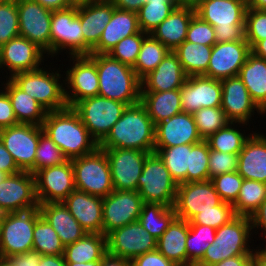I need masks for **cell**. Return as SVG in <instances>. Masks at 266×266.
Instances as JSON below:
<instances>
[{
    "label": "cell",
    "instance_id": "obj_14",
    "mask_svg": "<svg viewBox=\"0 0 266 266\" xmlns=\"http://www.w3.org/2000/svg\"><path fill=\"white\" fill-rule=\"evenodd\" d=\"M42 126L17 124L0 130V141L12 155L21 171L34 169L36 149Z\"/></svg>",
    "mask_w": 266,
    "mask_h": 266
},
{
    "label": "cell",
    "instance_id": "obj_42",
    "mask_svg": "<svg viewBox=\"0 0 266 266\" xmlns=\"http://www.w3.org/2000/svg\"><path fill=\"white\" fill-rule=\"evenodd\" d=\"M169 52L166 46L148 34L143 39L138 58L133 66L137 76L142 79L153 71Z\"/></svg>",
    "mask_w": 266,
    "mask_h": 266
},
{
    "label": "cell",
    "instance_id": "obj_5",
    "mask_svg": "<svg viewBox=\"0 0 266 266\" xmlns=\"http://www.w3.org/2000/svg\"><path fill=\"white\" fill-rule=\"evenodd\" d=\"M250 217L236 216L229 223L216 229L215 241L207 248L195 266H213L230 257L253 255L250 237L253 231Z\"/></svg>",
    "mask_w": 266,
    "mask_h": 266
},
{
    "label": "cell",
    "instance_id": "obj_70",
    "mask_svg": "<svg viewBox=\"0 0 266 266\" xmlns=\"http://www.w3.org/2000/svg\"><path fill=\"white\" fill-rule=\"evenodd\" d=\"M201 0H174L176 7H190L195 9Z\"/></svg>",
    "mask_w": 266,
    "mask_h": 266
},
{
    "label": "cell",
    "instance_id": "obj_76",
    "mask_svg": "<svg viewBox=\"0 0 266 266\" xmlns=\"http://www.w3.org/2000/svg\"><path fill=\"white\" fill-rule=\"evenodd\" d=\"M76 3H82V2H87V1H94V0H74Z\"/></svg>",
    "mask_w": 266,
    "mask_h": 266
},
{
    "label": "cell",
    "instance_id": "obj_24",
    "mask_svg": "<svg viewBox=\"0 0 266 266\" xmlns=\"http://www.w3.org/2000/svg\"><path fill=\"white\" fill-rule=\"evenodd\" d=\"M46 53L22 36L15 37L0 47V69L10 71L9 78L20 72L37 70Z\"/></svg>",
    "mask_w": 266,
    "mask_h": 266
},
{
    "label": "cell",
    "instance_id": "obj_37",
    "mask_svg": "<svg viewBox=\"0 0 266 266\" xmlns=\"http://www.w3.org/2000/svg\"><path fill=\"white\" fill-rule=\"evenodd\" d=\"M106 254V236L98 233H86L80 240L66 245L63 256L65 262L85 263L101 261Z\"/></svg>",
    "mask_w": 266,
    "mask_h": 266
},
{
    "label": "cell",
    "instance_id": "obj_74",
    "mask_svg": "<svg viewBox=\"0 0 266 266\" xmlns=\"http://www.w3.org/2000/svg\"><path fill=\"white\" fill-rule=\"evenodd\" d=\"M8 174L4 173L3 171H0V183L6 178Z\"/></svg>",
    "mask_w": 266,
    "mask_h": 266
},
{
    "label": "cell",
    "instance_id": "obj_33",
    "mask_svg": "<svg viewBox=\"0 0 266 266\" xmlns=\"http://www.w3.org/2000/svg\"><path fill=\"white\" fill-rule=\"evenodd\" d=\"M189 222L175 218L157 240V250L177 266H187L186 239Z\"/></svg>",
    "mask_w": 266,
    "mask_h": 266
},
{
    "label": "cell",
    "instance_id": "obj_50",
    "mask_svg": "<svg viewBox=\"0 0 266 266\" xmlns=\"http://www.w3.org/2000/svg\"><path fill=\"white\" fill-rule=\"evenodd\" d=\"M235 217L233 205L222 201L219 205L213 207V210L201 211L188 222L189 225H205L218 229Z\"/></svg>",
    "mask_w": 266,
    "mask_h": 266
},
{
    "label": "cell",
    "instance_id": "obj_44",
    "mask_svg": "<svg viewBox=\"0 0 266 266\" xmlns=\"http://www.w3.org/2000/svg\"><path fill=\"white\" fill-rule=\"evenodd\" d=\"M235 124L236 122H229L225 127L205 139L209 148L218 152L239 154L251 133L246 137L241 129H237V125L235 129Z\"/></svg>",
    "mask_w": 266,
    "mask_h": 266
},
{
    "label": "cell",
    "instance_id": "obj_72",
    "mask_svg": "<svg viewBox=\"0 0 266 266\" xmlns=\"http://www.w3.org/2000/svg\"><path fill=\"white\" fill-rule=\"evenodd\" d=\"M0 266H11L5 259L0 258Z\"/></svg>",
    "mask_w": 266,
    "mask_h": 266
},
{
    "label": "cell",
    "instance_id": "obj_9",
    "mask_svg": "<svg viewBox=\"0 0 266 266\" xmlns=\"http://www.w3.org/2000/svg\"><path fill=\"white\" fill-rule=\"evenodd\" d=\"M127 104L102 96L79 101L73 109L98 145L106 138L112 126L120 119Z\"/></svg>",
    "mask_w": 266,
    "mask_h": 266
},
{
    "label": "cell",
    "instance_id": "obj_56",
    "mask_svg": "<svg viewBox=\"0 0 266 266\" xmlns=\"http://www.w3.org/2000/svg\"><path fill=\"white\" fill-rule=\"evenodd\" d=\"M238 154H229L210 149L209 153V179L228 172H236Z\"/></svg>",
    "mask_w": 266,
    "mask_h": 266
},
{
    "label": "cell",
    "instance_id": "obj_18",
    "mask_svg": "<svg viewBox=\"0 0 266 266\" xmlns=\"http://www.w3.org/2000/svg\"><path fill=\"white\" fill-rule=\"evenodd\" d=\"M20 36L35 43L49 57L52 10L34 0L17 3Z\"/></svg>",
    "mask_w": 266,
    "mask_h": 266
},
{
    "label": "cell",
    "instance_id": "obj_34",
    "mask_svg": "<svg viewBox=\"0 0 266 266\" xmlns=\"http://www.w3.org/2000/svg\"><path fill=\"white\" fill-rule=\"evenodd\" d=\"M7 79L9 80H6L3 87L11 100L18 124L42 126L48 111L35 98L21 90L10 78Z\"/></svg>",
    "mask_w": 266,
    "mask_h": 266
},
{
    "label": "cell",
    "instance_id": "obj_67",
    "mask_svg": "<svg viewBox=\"0 0 266 266\" xmlns=\"http://www.w3.org/2000/svg\"><path fill=\"white\" fill-rule=\"evenodd\" d=\"M253 266H266V247L253 253Z\"/></svg>",
    "mask_w": 266,
    "mask_h": 266
},
{
    "label": "cell",
    "instance_id": "obj_63",
    "mask_svg": "<svg viewBox=\"0 0 266 266\" xmlns=\"http://www.w3.org/2000/svg\"><path fill=\"white\" fill-rule=\"evenodd\" d=\"M115 8L137 13L148 0H110Z\"/></svg>",
    "mask_w": 266,
    "mask_h": 266
},
{
    "label": "cell",
    "instance_id": "obj_8",
    "mask_svg": "<svg viewBox=\"0 0 266 266\" xmlns=\"http://www.w3.org/2000/svg\"><path fill=\"white\" fill-rule=\"evenodd\" d=\"M137 182V191L144 203L174 206L178 184L156 153H150L145 159Z\"/></svg>",
    "mask_w": 266,
    "mask_h": 266
},
{
    "label": "cell",
    "instance_id": "obj_43",
    "mask_svg": "<svg viewBox=\"0 0 266 266\" xmlns=\"http://www.w3.org/2000/svg\"><path fill=\"white\" fill-rule=\"evenodd\" d=\"M216 229L205 225H189L186 239L187 266H195L215 241Z\"/></svg>",
    "mask_w": 266,
    "mask_h": 266
},
{
    "label": "cell",
    "instance_id": "obj_68",
    "mask_svg": "<svg viewBox=\"0 0 266 266\" xmlns=\"http://www.w3.org/2000/svg\"><path fill=\"white\" fill-rule=\"evenodd\" d=\"M251 53L259 58L266 59V39L258 41L252 48Z\"/></svg>",
    "mask_w": 266,
    "mask_h": 266
},
{
    "label": "cell",
    "instance_id": "obj_2",
    "mask_svg": "<svg viewBox=\"0 0 266 266\" xmlns=\"http://www.w3.org/2000/svg\"><path fill=\"white\" fill-rule=\"evenodd\" d=\"M99 147L137 149L154 153L155 125L145 106L141 102L127 106Z\"/></svg>",
    "mask_w": 266,
    "mask_h": 266
},
{
    "label": "cell",
    "instance_id": "obj_10",
    "mask_svg": "<svg viewBox=\"0 0 266 266\" xmlns=\"http://www.w3.org/2000/svg\"><path fill=\"white\" fill-rule=\"evenodd\" d=\"M40 217L39 208L5 214L0 226V258L32 250L34 226Z\"/></svg>",
    "mask_w": 266,
    "mask_h": 266
},
{
    "label": "cell",
    "instance_id": "obj_30",
    "mask_svg": "<svg viewBox=\"0 0 266 266\" xmlns=\"http://www.w3.org/2000/svg\"><path fill=\"white\" fill-rule=\"evenodd\" d=\"M139 32L137 13L115 8L91 54H108L123 38Z\"/></svg>",
    "mask_w": 266,
    "mask_h": 266
},
{
    "label": "cell",
    "instance_id": "obj_27",
    "mask_svg": "<svg viewBox=\"0 0 266 266\" xmlns=\"http://www.w3.org/2000/svg\"><path fill=\"white\" fill-rule=\"evenodd\" d=\"M63 203L87 233L103 234V198L75 189Z\"/></svg>",
    "mask_w": 266,
    "mask_h": 266
},
{
    "label": "cell",
    "instance_id": "obj_12",
    "mask_svg": "<svg viewBox=\"0 0 266 266\" xmlns=\"http://www.w3.org/2000/svg\"><path fill=\"white\" fill-rule=\"evenodd\" d=\"M72 67L65 74V98L68 107H74L79 101L97 96L99 92L95 54L70 56ZM66 82V83H65ZM71 89V90H69Z\"/></svg>",
    "mask_w": 266,
    "mask_h": 266
},
{
    "label": "cell",
    "instance_id": "obj_41",
    "mask_svg": "<svg viewBox=\"0 0 266 266\" xmlns=\"http://www.w3.org/2000/svg\"><path fill=\"white\" fill-rule=\"evenodd\" d=\"M266 198V183L244 179L237 200L232 204L236 216L251 217Z\"/></svg>",
    "mask_w": 266,
    "mask_h": 266
},
{
    "label": "cell",
    "instance_id": "obj_35",
    "mask_svg": "<svg viewBox=\"0 0 266 266\" xmlns=\"http://www.w3.org/2000/svg\"><path fill=\"white\" fill-rule=\"evenodd\" d=\"M238 76L252 100L266 114V59L250 53Z\"/></svg>",
    "mask_w": 266,
    "mask_h": 266
},
{
    "label": "cell",
    "instance_id": "obj_52",
    "mask_svg": "<svg viewBox=\"0 0 266 266\" xmlns=\"http://www.w3.org/2000/svg\"><path fill=\"white\" fill-rule=\"evenodd\" d=\"M20 36L18 8L14 2H0V47Z\"/></svg>",
    "mask_w": 266,
    "mask_h": 266
},
{
    "label": "cell",
    "instance_id": "obj_60",
    "mask_svg": "<svg viewBox=\"0 0 266 266\" xmlns=\"http://www.w3.org/2000/svg\"><path fill=\"white\" fill-rule=\"evenodd\" d=\"M0 171L8 175L16 174L21 170L15 163L12 155L0 141Z\"/></svg>",
    "mask_w": 266,
    "mask_h": 266
},
{
    "label": "cell",
    "instance_id": "obj_46",
    "mask_svg": "<svg viewBox=\"0 0 266 266\" xmlns=\"http://www.w3.org/2000/svg\"><path fill=\"white\" fill-rule=\"evenodd\" d=\"M65 246L54 228L41 216L33 231V248L42 255H63Z\"/></svg>",
    "mask_w": 266,
    "mask_h": 266
},
{
    "label": "cell",
    "instance_id": "obj_48",
    "mask_svg": "<svg viewBox=\"0 0 266 266\" xmlns=\"http://www.w3.org/2000/svg\"><path fill=\"white\" fill-rule=\"evenodd\" d=\"M209 153L206 140L191 144L190 170H187L186 183L209 180Z\"/></svg>",
    "mask_w": 266,
    "mask_h": 266
},
{
    "label": "cell",
    "instance_id": "obj_71",
    "mask_svg": "<svg viewBox=\"0 0 266 266\" xmlns=\"http://www.w3.org/2000/svg\"><path fill=\"white\" fill-rule=\"evenodd\" d=\"M66 266H100V261H91L85 263L66 262Z\"/></svg>",
    "mask_w": 266,
    "mask_h": 266
},
{
    "label": "cell",
    "instance_id": "obj_3",
    "mask_svg": "<svg viewBox=\"0 0 266 266\" xmlns=\"http://www.w3.org/2000/svg\"><path fill=\"white\" fill-rule=\"evenodd\" d=\"M99 92L98 95L128 106L140 102L141 79L133 67L113 59L109 54H95Z\"/></svg>",
    "mask_w": 266,
    "mask_h": 266
},
{
    "label": "cell",
    "instance_id": "obj_54",
    "mask_svg": "<svg viewBox=\"0 0 266 266\" xmlns=\"http://www.w3.org/2000/svg\"><path fill=\"white\" fill-rule=\"evenodd\" d=\"M244 30L245 40L250 48L258 41L266 39V10L247 8Z\"/></svg>",
    "mask_w": 266,
    "mask_h": 266
},
{
    "label": "cell",
    "instance_id": "obj_61",
    "mask_svg": "<svg viewBox=\"0 0 266 266\" xmlns=\"http://www.w3.org/2000/svg\"><path fill=\"white\" fill-rule=\"evenodd\" d=\"M252 223V229H263L266 237V198L260 204L257 211L250 217Z\"/></svg>",
    "mask_w": 266,
    "mask_h": 266
},
{
    "label": "cell",
    "instance_id": "obj_57",
    "mask_svg": "<svg viewBox=\"0 0 266 266\" xmlns=\"http://www.w3.org/2000/svg\"><path fill=\"white\" fill-rule=\"evenodd\" d=\"M17 124L11 100L7 92L2 89L0 91V130Z\"/></svg>",
    "mask_w": 266,
    "mask_h": 266
},
{
    "label": "cell",
    "instance_id": "obj_58",
    "mask_svg": "<svg viewBox=\"0 0 266 266\" xmlns=\"http://www.w3.org/2000/svg\"><path fill=\"white\" fill-rule=\"evenodd\" d=\"M132 266H177L157 249L135 257Z\"/></svg>",
    "mask_w": 266,
    "mask_h": 266
},
{
    "label": "cell",
    "instance_id": "obj_36",
    "mask_svg": "<svg viewBox=\"0 0 266 266\" xmlns=\"http://www.w3.org/2000/svg\"><path fill=\"white\" fill-rule=\"evenodd\" d=\"M140 102L147 109L154 125L182 112L180 89L141 92Z\"/></svg>",
    "mask_w": 266,
    "mask_h": 266
},
{
    "label": "cell",
    "instance_id": "obj_6",
    "mask_svg": "<svg viewBox=\"0 0 266 266\" xmlns=\"http://www.w3.org/2000/svg\"><path fill=\"white\" fill-rule=\"evenodd\" d=\"M50 71H45L42 67L33 71L17 73L10 78L21 90L35 98L48 112L68 107L64 83L59 81L62 75L58 71H51V73Z\"/></svg>",
    "mask_w": 266,
    "mask_h": 266
},
{
    "label": "cell",
    "instance_id": "obj_31",
    "mask_svg": "<svg viewBox=\"0 0 266 266\" xmlns=\"http://www.w3.org/2000/svg\"><path fill=\"white\" fill-rule=\"evenodd\" d=\"M41 216L54 228L64 246L80 240L87 232L63 202L39 204Z\"/></svg>",
    "mask_w": 266,
    "mask_h": 266
},
{
    "label": "cell",
    "instance_id": "obj_39",
    "mask_svg": "<svg viewBox=\"0 0 266 266\" xmlns=\"http://www.w3.org/2000/svg\"><path fill=\"white\" fill-rule=\"evenodd\" d=\"M176 218L173 207L162 204L143 203L138 221L157 240Z\"/></svg>",
    "mask_w": 266,
    "mask_h": 266
},
{
    "label": "cell",
    "instance_id": "obj_25",
    "mask_svg": "<svg viewBox=\"0 0 266 266\" xmlns=\"http://www.w3.org/2000/svg\"><path fill=\"white\" fill-rule=\"evenodd\" d=\"M114 10L115 6L110 0L77 3V16L80 18L84 37V55L91 54Z\"/></svg>",
    "mask_w": 266,
    "mask_h": 266
},
{
    "label": "cell",
    "instance_id": "obj_49",
    "mask_svg": "<svg viewBox=\"0 0 266 266\" xmlns=\"http://www.w3.org/2000/svg\"><path fill=\"white\" fill-rule=\"evenodd\" d=\"M67 160L62 150L45 133H42L36 149L34 169L30 173L34 175L41 169L60 165Z\"/></svg>",
    "mask_w": 266,
    "mask_h": 266
},
{
    "label": "cell",
    "instance_id": "obj_66",
    "mask_svg": "<svg viewBox=\"0 0 266 266\" xmlns=\"http://www.w3.org/2000/svg\"><path fill=\"white\" fill-rule=\"evenodd\" d=\"M39 266H66L63 255H42Z\"/></svg>",
    "mask_w": 266,
    "mask_h": 266
},
{
    "label": "cell",
    "instance_id": "obj_69",
    "mask_svg": "<svg viewBox=\"0 0 266 266\" xmlns=\"http://www.w3.org/2000/svg\"><path fill=\"white\" fill-rule=\"evenodd\" d=\"M247 8L266 10V0H246Z\"/></svg>",
    "mask_w": 266,
    "mask_h": 266
},
{
    "label": "cell",
    "instance_id": "obj_40",
    "mask_svg": "<svg viewBox=\"0 0 266 266\" xmlns=\"http://www.w3.org/2000/svg\"><path fill=\"white\" fill-rule=\"evenodd\" d=\"M190 152L191 144L154 150L177 184L186 183L187 170H190Z\"/></svg>",
    "mask_w": 266,
    "mask_h": 266
},
{
    "label": "cell",
    "instance_id": "obj_29",
    "mask_svg": "<svg viewBox=\"0 0 266 266\" xmlns=\"http://www.w3.org/2000/svg\"><path fill=\"white\" fill-rule=\"evenodd\" d=\"M237 172L244 178L266 183V136L254 133L238 154Z\"/></svg>",
    "mask_w": 266,
    "mask_h": 266
},
{
    "label": "cell",
    "instance_id": "obj_16",
    "mask_svg": "<svg viewBox=\"0 0 266 266\" xmlns=\"http://www.w3.org/2000/svg\"><path fill=\"white\" fill-rule=\"evenodd\" d=\"M101 149H104L109 161L114 190L137 191V181L150 152L124 148Z\"/></svg>",
    "mask_w": 266,
    "mask_h": 266
},
{
    "label": "cell",
    "instance_id": "obj_65",
    "mask_svg": "<svg viewBox=\"0 0 266 266\" xmlns=\"http://www.w3.org/2000/svg\"><path fill=\"white\" fill-rule=\"evenodd\" d=\"M100 266H132L131 260L114 257L108 253L100 261Z\"/></svg>",
    "mask_w": 266,
    "mask_h": 266
},
{
    "label": "cell",
    "instance_id": "obj_38",
    "mask_svg": "<svg viewBox=\"0 0 266 266\" xmlns=\"http://www.w3.org/2000/svg\"><path fill=\"white\" fill-rule=\"evenodd\" d=\"M213 46L184 41L173 52L178 56L187 76L203 75L207 69Z\"/></svg>",
    "mask_w": 266,
    "mask_h": 266
},
{
    "label": "cell",
    "instance_id": "obj_59",
    "mask_svg": "<svg viewBox=\"0 0 266 266\" xmlns=\"http://www.w3.org/2000/svg\"><path fill=\"white\" fill-rule=\"evenodd\" d=\"M42 254L35 250H30L28 252L17 254V255H9L4 259L11 266H39L41 261Z\"/></svg>",
    "mask_w": 266,
    "mask_h": 266
},
{
    "label": "cell",
    "instance_id": "obj_4",
    "mask_svg": "<svg viewBox=\"0 0 266 266\" xmlns=\"http://www.w3.org/2000/svg\"><path fill=\"white\" fill-rule=\"evenodd\" d=\"M246 0H201L195 13L210 23L217 43L245 40Z\"/></svg>",
    "mask_w": 266,
    "mask_h": 266
},
{
    "label": "cell",
    "instance_id": "obj_64",
    "mask_svg": "<svg viewBox=\"0 0 266 266\" xmlns=\"http://www.w3.org/2000/svg\"><path fill=\"white\" fill-rule=\"evenodd\" d=\"M41 4L43 7L55 11L69 8L73 5H77L74 0H34Z\"/></svg>",
    "mask_w": 266,
    "mask_h": 266
},
{
    "label": "cell",
    "instance_id": "obj_53",
    "mask_svg": "<svg viewBox=\"0 0 266 266\" xmlns=\"http://www.w3.org/2000/svg\"><path fill=\"white\" fill-rule=\"evenodd\" d=\"M223 202L233 204L239 195L244 178L236 172H228L210 179Z\"/></svg>",
    "mask_w": 266,
    "mask_h": 266
},
{
    "label": "cell",
    "instance_id": "obj_22",
    "mask_svg": "<svg viewBox=\"0 0 266 266\" xmlns=\"http://www.w3.org/2000/svg\"><path fill=\"white\" fill-rule=\"evenodd\" d=\"M180 91L182 112L194 114L201 108L221 107V80L204 75L187 76Z\"/></svg>",
    "mask_w": 266,
    "mask_h": 266
},
{
    "label": "cell",
    "instance_id": "obj_1",
    "mask_svg": "<svg viewBox=\"0 0 266 266\" xmlns=\"http://www.w3.org/2000/svg\"><path fill=\"white\" fill-rule=\"evenodd\" d=\"M42 129L68 160L89 154L99 147L72 107L47 112Z\"/></svg>",
    "mask_w": 266,
    "mask_h": 266
},
{
    "label": "cell",
    "instance_id": "obj_75",
    "mask_svg": "<svg viewBox=\"0 0 266 266\" xmlns=\"http://www.w3.org/2000/svg\"><path fill=\"white\" fill-rule=\"evenodd\" d=\"M20 0H0V2H14L18 3Z\"/></svg>",
    "mask_w": 266,
    "mask_h": 266
},
{
    "label": "cell",
    "instance_id": "obj_45",
    "mask_svg": "<svg viewBox=\"0 0 266 266\" xmlns=\"http://www.w3.org/2000/svg\"><path fill=\"white\" fill-rule=\"evenodd\" d=\"M175 7L172 0H148L137 12L140 31L151 34Z\"/></svg>",
    "mask_w": 266,
    "mask_h": 266
},
{
    "label": "cell",
    "instance_id": "obj_23",
    "mask_svg": "<svg viewBox=\"0 0 266 266\" xmlns=\"http://www.w3.org/2000/svg\"><path fill=\"white\" fill-rule=\"evenodd\" d=\"M221 85V108L230 122L245 126L249 123V119L251 120L255 110L259 114H265L252 100L239 76L222 79Z\"/></svg>",
    "mask_w": 266,
    "mask_h": 266
},
{
    "label": "cell",
    "instance_id": "obj_51",
    "mask_svg": "<svg viewBox=\"0 0 266 266\" xmlns=\"http://www.w3.org/2000/svg\"><path fill=\"white\" fill-rule=\"evenodd\" d=\"M147 35L148 34L140 31L137 34H133L129 37L123 38L115 45V47L108 54L113 59H116L121 63L133 67L138 58L143 39Z\"/></svg>",
    "mask_w": 266,
    "mask_h": 266
},
{
    "label": "cell",
    "instance_id": "obj_15",
    "mask_svg": "<svg viewBox=\"0 0 266 266\" xmlns=\"http://www.w3.org/2000/svg\"><path fill=\"white\" fill-rule=\"evenodd\" d=\"M222 202L211 180L178 184L174 210L176 218L190 221L201 211L213 210Z\"/></svg>",
    "mask_w": 266,
    "mask_h": 266
},
{
    "label": "cell",
    "instance_id": "obj_73",
    "mask_svg": "<svg viewBox=\"0 0 266 266\" xmlns=\"http://www.w3.org/2000/svg\"><path fill=\"white\" fill-rule=\"evenodd\" d=\"M5 214L6 213L0 208V226L2 224V221H3V218H4Z\"/></svg>",
    "mask_w": 266,
    "mask_h": 266
},
{
    "label": "cell",
    "instance_id": "obj_21",
    "mask_svg": "<svg viewBox=\"0 0 266 266\" xmlns=\"http://www.w3.org/2000/svg\"><path fill=\"white\" fill-rule=\"evenodd\" d=\"M251 48L246 40L215 43L207 71L203 74L216 80L238 76Z\"/></svg>",
    "mask_w": 266,
    "mask_h": 266
},
{
    "label": "cell",
    "instance_id": "obj_11",
    "mask_svg": "<svg viewBox=\"0 0 266 266\" xmlns=\"http://www.w3.org/2000/svg\"><path fill=\"white\" fill-rule=\"evenodd\" d=\"M65 49L70 56L84 55V37L80 18L77 16V5L52 11L50 56H57Z\"/></svg>",
    "mask_w": 266,
    "mask_h": 266
},
{
    "label": "cell",
    "instance_id": "obj_19",
    "mask_svg": "<svg viewBox=\"0 0 266 266\" xmlns=\"http://www.w3.org/2000/svg\"><path fill=\"white\" fill-rule=\"evenodd\" d=\"M143 203L138 191L113 190L103 198V234L137 221Z\"/></svg>",
    "mask_w": 266,
    "mask_h": 266
},
{
    "label": "cell",
    "instance_id": "obj_28",
    "mask_svg": "<svg viewBox=\"0 0 266 266\" xmlns=\"http://www.w3.org/2000/svg\"><path fill=\"white\" fill-rule=\"evenodd\" d=\"M186 78L178 56L170 51L153 71L141 79V92L180 89Z\"/></svg>",
    "mask_w": 266,
    "mask_h": 266
},
{
    "label": "cell",
    "instance_id": "obj_7",
    "mask_svg": "<svg viewBox=\"0 0 266 266\" xmlns=\"http://www.w3.org/2000/svg\"><path fill=\"white\" fill-rule=\"evenodd\" d=\"M71 162L77 190L101 198L114 190L110 165L104 149L97 147L93 152L72 159Z\"/></svg>",
    "mask_w": 266,
    "mask_h": 266
},
{
    "label": "cell",
    "instance_id": "obj_62",
    "mask_svg": "<svg viewBox=\"0 0 266 266\" xmlns=\"http://www.w3.org/2000/svg\"><path fill=\"white\" fill-rule=\"evenodd\" d=\"M213 266H253V255H239L225 259Z\"/></svg>",
    "mask_w": 266,
    "mask_h": 266
},
{
    "label": "cell",
    "instance_id": "obj_20",
    "mask_svg": "<svg viewBox=\"0 0 266 266\" xmlns=\"http://www.w3.org/2000/svg\"><path fill=\"white\" fill-rule=\"evenodd\" d=\"M35 176L28 171L7 175L0 183V208L5 212H22L38 208Z\"/></svg>",
    "mask_w": 266,
    "mask_h": 266
},
{
    "label": "cell",
    "instance_id": "obj_17",
    "mask_svg": "<svg viewBox=\"0 0 266 266\" xmlns=\"http://www.w3.org/2000/svg\"><path fill=\"white\" fill-rule=\"evenodd\" d=\"M34 176L39 204L63 202L76 189L71 160L41 169Z\"/></svg>",
    "mask_w": 266,
    "mask_h": 266
},
{
    "label": "cell",
    "instance_id": "obj_32",
    "mask_svg": "<svg viewBox=\"0 0 266 266\" xmlns=\"http://www.w3.org/2000/svg\"><path fill=\"white\" fill-rule=\"evenodd\" d=\"M195 14L193 8L175 7L150 35L173 51L186 40L189 24Z\"/></svg>",
    "mask_w": 266,
    "mask_h": 266
},
{
    "label": "cell",
    "instance_id": "obj_55",
    "mask_svg": "<svg viewBox=\"0 0 266 266\" xmlns=\"http://www.w3.org/2000/svg\"><path fill=\"white\" fill-rule=\"evenodd\" d=\"M185 41L213 46L217 43L214 27L195 14L189 24Z\"/></svg>",
    "mask_w": 266,
    "mask_h": 266
},
{
    "label": "cell",
    "instance_id": "obj_26",
    "mask_svg": "<svg viewBox=\"0 0 266 266\" xmlns=\"http://www.w3.org/2000/svg\"><path fill=\"white\" fill-rule=\"evenodd\" d=\"M201 138L193 114L181 112L155 125V148L196 144Z\"/></svg>",
    "mask_w": 266,
    "mask_h": 266
},
{
    "label": "cell",
    "instance_id": "obj_13",
    "mask_svg": "<svg viewBox=\"0 0 266 266\" xmlns=\"http://www.w3.org/2000/svg\"><path fill=\"white\" fill-rule=\"evenodd\" d=\"M106 245L109 255L132 261L139 255L157 249V239L137 220L109 232Z\"/></svg>",
    "mask_w": 266,
    "mask_h": 266
},
{
    "label": "cell",
    "instance_id": "obj_47",
    "mask_svg": "<svg viewBox=\"0 0 266 266\" xmlns=\"http://www.w3.org/2000/svg\"><path fill=\"white\" fill-rule=\"evenodd\" d=\"M193 117L197 130L203 140L230 122L221 107L201 108L193 114Z\"/></svg>",
    "mask_w": 266,
    "mask_h": 266
}]
</instances>
